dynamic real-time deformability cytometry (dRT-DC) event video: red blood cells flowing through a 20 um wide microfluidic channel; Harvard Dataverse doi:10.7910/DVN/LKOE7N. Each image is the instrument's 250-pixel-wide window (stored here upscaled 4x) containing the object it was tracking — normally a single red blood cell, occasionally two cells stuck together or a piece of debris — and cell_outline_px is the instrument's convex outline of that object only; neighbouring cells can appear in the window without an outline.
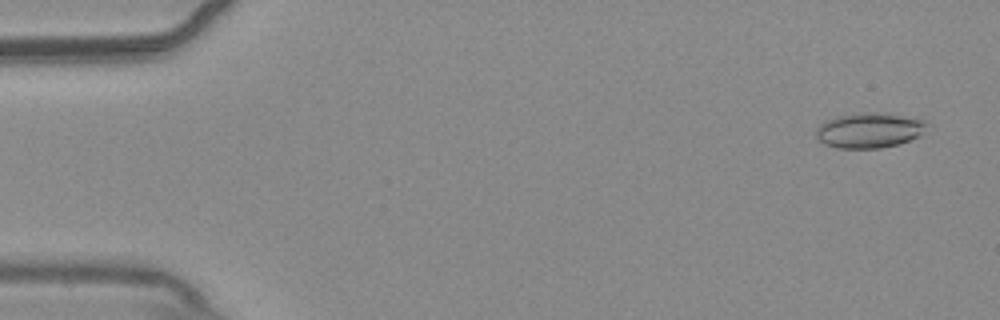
{"species": "common noctule bat (a hibernating species)", "species_latin": "Nyctalus noctula", "temperature_condition": "warm", "stored_images_in_passage": 55, "camera_frame_rate_fps": 3000, "um_per_image_px": 0.085, "animal": {"sex": "male", "body_mass_g": 20.4}, "frame": {"image": 1, "passage_image": 3, "time_ms": 0.667, "image_size_px": [1000, 320], "cell_outline_px": [[928, 124], [920, 136], [896, 144], [880, 148], [836, 148], [824, 144], [816, 136], [816, 128], [824, 120], [836, 116], [860, 112], [880, 112], [924, 120]], "centroid_in_image_um": [73.84, 11.06], "position_along_channel_um": 11.2, "area_um2": 22.72}}
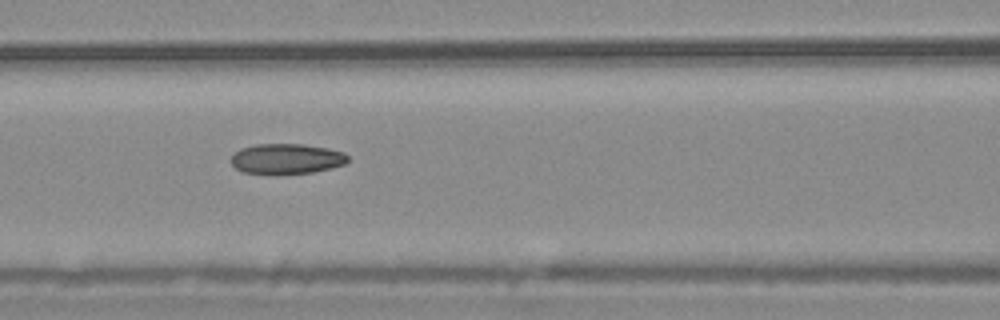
{"frame": {"image": 2, "passage_image": 24, "time_ms": 7.667, "image_size_px": [1000, 320], "cell_outline_px": [[348, 160], [344, 164], [332, 168], [312, 172], [276, 176], [240, 172], [232, 164], [232, 156], [240, 148], [256, 144], [304, 144], [328, 148], [344, 152], [348, 156]], "centroid_in_image_um": [24.34, 13.52], "position_along_channel_um": 142.3, "area_um2": 21.15}}
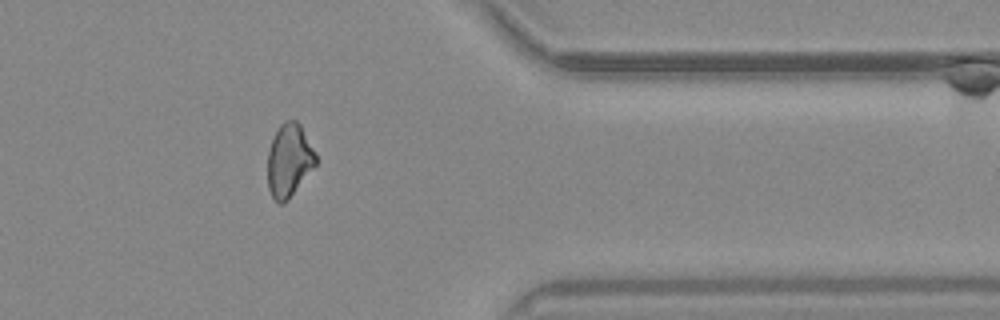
{"frame": {"image": 3, "passage_image": 45, "time_ms": 14.667, "image_size_px": [1000, 320], "cell_outline_px": [[316, 164], [288, 200], [284, 204], [280, 204], [272, 196], [268, 188], [268, 152], [272, 140], [280, 124], [284, 120], [296, 120], [300, 124], [316, 152]], "centroid_in_image_um": [24.58, 13.62], "position_along_channel_um": 386.8, "area_um2": 20.4}, "authors_computed_cell_mechanics": {"area_um2": 21.0392, "velocity_mm_per_s": 3.7172, "shape_relaxation_time_tau1_ms": null, "shape_relaxation_time_tau2_ms": 3.9452, "deformation_change_tau1": null, "deformation_change_tau2": 0.1116}}